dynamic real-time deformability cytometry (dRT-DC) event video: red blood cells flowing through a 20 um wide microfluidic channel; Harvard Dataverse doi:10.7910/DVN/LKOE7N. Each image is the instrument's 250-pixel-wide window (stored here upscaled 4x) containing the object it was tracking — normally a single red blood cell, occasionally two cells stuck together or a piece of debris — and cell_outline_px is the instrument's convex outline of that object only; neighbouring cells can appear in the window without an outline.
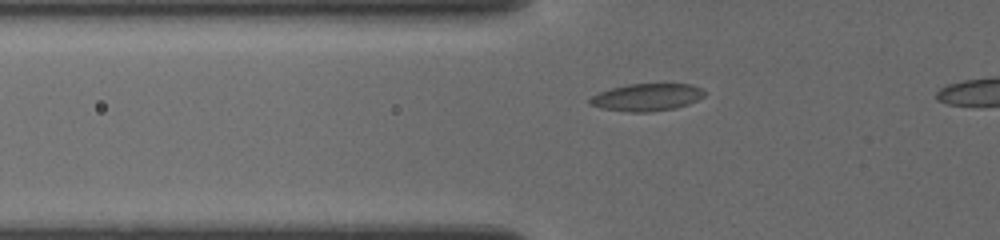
{"species": "common noctule bat (a hibernating species)", "species_latin": "Nyctalus noctula", "temperature_condition": "cold", "stored_images_in_passage": 19, "camera_frame_rate_fps": 3000, "um_per_image_px": 0.085, "animal": {"sex": "female", "body_mass_g": 19.5, "forearm_length_mm": 54.1}, "frame": {"image": 1, "passage_image": 5, "time_ms": 1.333, "image_size_px": [1000, 240], "cell_outline_px": [[704, 96], [688, 104], [676, 108], [652, 112], [628, 112], [600, 108], [588, 104], [588, 100], [592, 96], [600, 92], [612, 88], [628, 84], [692, 84], [700, 88], [704, 92]], "centroid_in_image_um": [54.95, 8.28], "position_along_channel_um": 70.8, "area_um2": 18.26}}
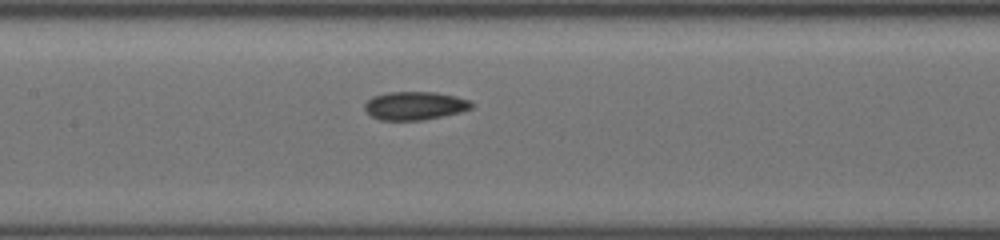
{"frame": {"image": 2, "passage_image": 13, "time_ms": 4.0, "image_size_px": [1000, 240], "cell_outline_px": [[472, 108], [460, 112], [420, 120], [380, 120], [372, 116], [364, 108], [364, 104], [372, 96], [388, 92], [436, 92], [456, 96], [468, 100], [472, 104]], "centroid_in_image_um": [35.23, 8.97], "position_along_channel_um": 172.2, "area_um2": 17.46}}
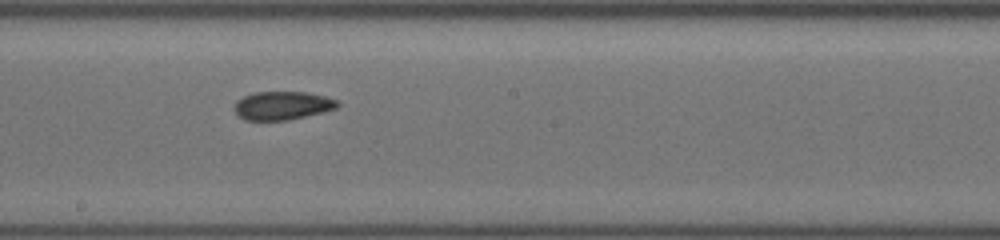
{"frame": {"image": 3, "passage_image": 17, "time_ms": 5.333, "image_size_px": [1000, 240], "cell_outline_px": [[340, 104], [336, 108], [324, 112], [288, 120], [244, 120], [236, 112], [236, 100], [244, 96], [256, 92], [304, 92], [324, 96], [336, 100]], "centroid_in_image_um": [24.02, 8.97], "position_along_channel_um": 224.2, "area_um2": 16.88}}